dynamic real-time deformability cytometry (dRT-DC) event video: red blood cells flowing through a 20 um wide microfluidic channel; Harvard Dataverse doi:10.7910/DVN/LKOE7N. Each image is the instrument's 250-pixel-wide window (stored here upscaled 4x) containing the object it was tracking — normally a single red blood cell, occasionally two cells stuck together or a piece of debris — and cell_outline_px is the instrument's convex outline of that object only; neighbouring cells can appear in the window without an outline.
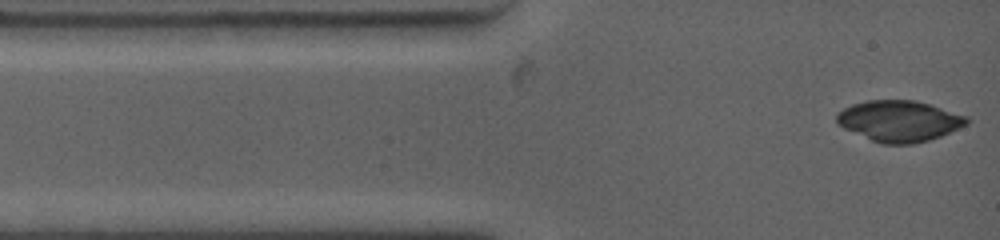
{"species": "common noctule bat (a hibernating species)", "species_latin": "Nyctalus noctula", "temperature_condition": "warm", "stored_images_in_passage": 10, "camera_frame_rate_fps": 4500, "um_per_image_px": 0.085, "animal": {"sex": "female", "body_mass_g": 19.0, "forearm_length_mm": 53.3}, "frame": {"image": 1, "passage_image": 1, "time_ms": 0.0, "image_size_px": [1000, 240], "cell_outline_px": [[972, 120], [968, 124], [940, 136], [928, 140], [912, 144], [880, 144], [844, 128], [836, 124], [836, 112], [852, 104], [868, 100], [916, 100], [968, 116]], "centroid_in_image_um": [76.43, 10.28], "position_along_channel_um": 8.6, "area_um2": 31.21}}